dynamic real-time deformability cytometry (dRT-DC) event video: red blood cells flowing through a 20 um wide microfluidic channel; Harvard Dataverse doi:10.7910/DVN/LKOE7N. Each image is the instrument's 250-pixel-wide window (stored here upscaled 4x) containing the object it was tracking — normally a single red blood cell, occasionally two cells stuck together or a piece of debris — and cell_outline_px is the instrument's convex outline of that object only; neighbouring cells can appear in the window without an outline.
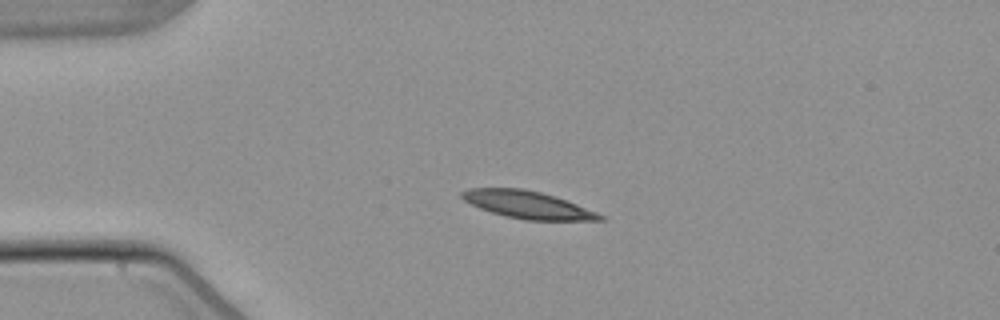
{"species": "common noctule bat (a hibernating species)", "species_latin": "Nyctalus noctula", "temperature_condition": "warm", "stored_images_in_passage": 8, "camera_frame_rate_fps": 3000, "um_per_image_px": 0.085, "animal": {"sex": "male", "body_mass_g": 21.5, "forearm_length_mm": 52.0}, "frame": {"image": 1, "passage_image": 4, "time_ms": 4.333, "image_size_px": [1000, 320], "cell_outline_px": [[604, 220], [524, 220], [492, 212], [480, 208], [464, 200], [460, 196], [460, 192], [468, 188], [524, 188], [540, 192], [568, 200], [596, 212], [604, 216]], "centroid_in_image_um": [44.84, 17.39], "position_along_channel_um": 40.2, "area_um2": 21.91}}